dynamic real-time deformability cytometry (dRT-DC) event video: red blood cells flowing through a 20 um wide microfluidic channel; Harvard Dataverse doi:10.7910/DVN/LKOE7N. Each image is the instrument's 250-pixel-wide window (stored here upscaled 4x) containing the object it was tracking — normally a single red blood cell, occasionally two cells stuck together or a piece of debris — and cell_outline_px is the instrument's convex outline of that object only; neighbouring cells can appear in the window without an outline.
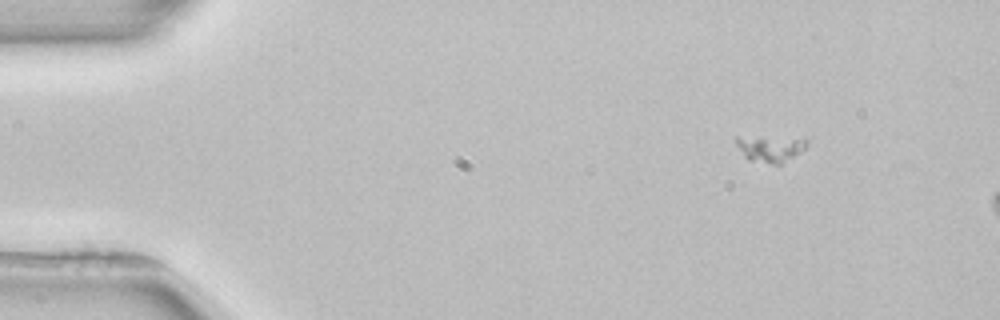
{"species": "common noctule bat (a hibernating species)", "species_latin": "Nyctalus noctula", "temperature_condition": "room temperature", "stored_images_in_passage": 3, "camera_frame_rate_fps": 3000, "um_per_image_px": 0.085, "animal": {"sex": "female", "body_mass_g": 22.7, "forearm_length_mm": 54.2}, "frame": {"image": 1, "passage_image": 1, "time_ms": 0.0, "image_size_px": [1000, 320], "cell_outline_px": [[808, 144], [804, 148], [780, 164], [776, 164], [748, 160], [744, 156], [736, 144], [736, 136], [808, 140]], "centroid_in_image_um": [65.4, 12.64], "position_along_channel_um": 19.6, "area_um2": 10.23}}